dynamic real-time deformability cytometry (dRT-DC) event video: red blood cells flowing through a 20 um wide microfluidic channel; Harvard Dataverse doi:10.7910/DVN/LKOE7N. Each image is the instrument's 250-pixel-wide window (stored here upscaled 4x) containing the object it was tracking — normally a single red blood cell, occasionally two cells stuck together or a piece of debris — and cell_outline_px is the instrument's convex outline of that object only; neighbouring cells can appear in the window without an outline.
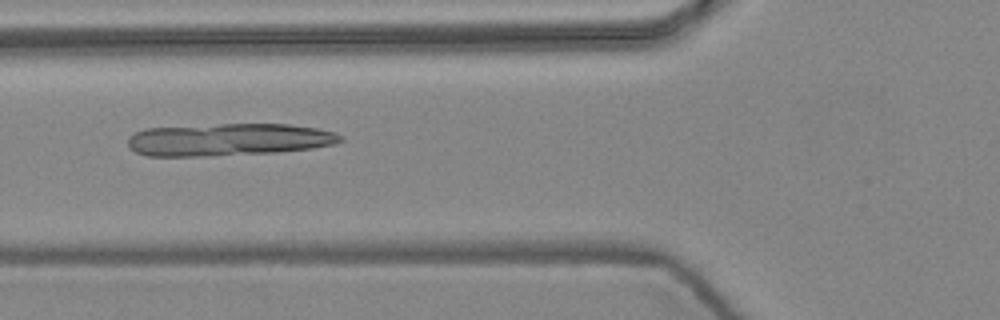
{"species": "common noctule bat (a hibernating species)", "species_latin": "Nyctalus noctula", "temperature_condition": "warm", "stored_images_in_passage": 8, "camera_frame_rate_fps": 3000, "um_per_image_px": 0.085, "animal": {"sex": "female", "body_mass_g": 24.6, "forearm_length_mm": 56.2}, "frame": {"image": 1, "passage_image": 4, "time_ms": 1.0, "image_size_px": [1000, 320], "cell_outline_px": [[344, 140], [336, 144], [312, 148], [276, 152], [200, 156], [148, 156], [136, 152], [128, 144], [128, 136], [144, 128], [220, 124], [288, 124], [316, 128], [336, 132], [344, 136]], "centroid_in_image_um": [19.46, 11.86], "position_along_channel_um": 106.3, "area_um2": 40.23}}
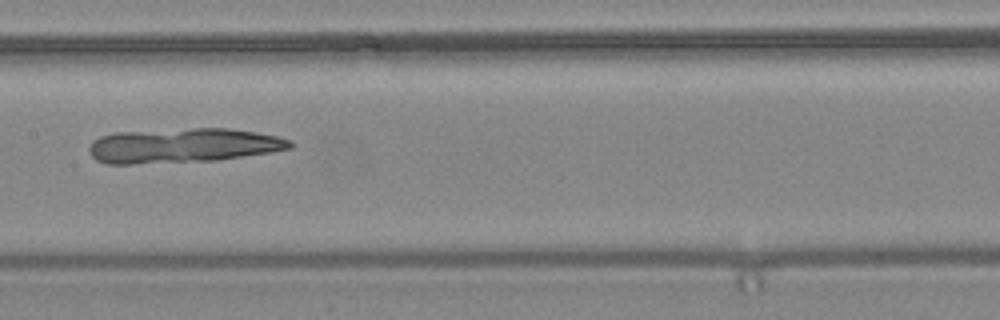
{"frame": {"image": 2, "passage_image": 6, "time_ms": 1.667, "image_size_px": [1000, 320], "cell_outline_px": [[296, 144], [292, 148], [272, 152], [216, 160], [132, 164], [108, 164], [96, 160], [88, 152], [88, 148], [100, 136], [116, 132], [192, 128], [228, 128], [256, 132], [276, 136], [292, 140]], "centroid_in_image_um": [15.58, 12.37], "position_along_channel_um": 191.8, "area_um2": 40.63}}
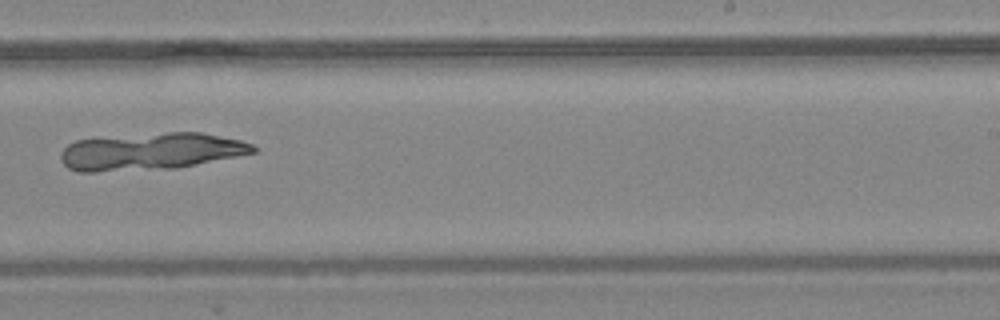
{"frame": {"image": 3, "passage_image": 8, "time_ms": 2.333, "image_size_px": [1000, 320], "cell_outline_px": [[256, 152], [176, 168], [96, 172], [80, 172], [68, 168], [60, 160], [60, 152], [68, 144], [76, 140], [168, 132], [200, 132], [240, 140], [252, 144], [256, 148]], "centroid_in_image_um": [12.78, 12.88], "position_along_channel_um": 276.2, "area_um2": 41.33}}